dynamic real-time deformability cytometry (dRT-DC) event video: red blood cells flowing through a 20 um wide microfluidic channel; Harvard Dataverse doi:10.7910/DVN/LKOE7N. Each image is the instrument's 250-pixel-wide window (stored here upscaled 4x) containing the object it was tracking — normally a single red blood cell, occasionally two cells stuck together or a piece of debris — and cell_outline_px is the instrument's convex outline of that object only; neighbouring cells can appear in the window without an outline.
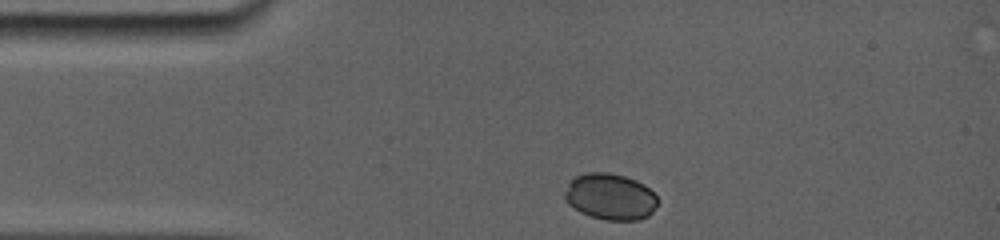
{"species": "common noctule bat (a hibernating species)", "species_latin": "Nyctalus noctula", "temperature_condition": "room temperature", "stored_images_in_passage": 48, "camera_frame_rate_fps": 5000, "um_per_image_px": 0.085, "animal": {"sex": "female", "body_mass_g": 19.0, "forearm_length_mm": 56.7}, "frame": {"image": 1, "passage_image": 1, "time_ms": 0.0, "image_size_px": [1000, 240], "cell_outline_px": [[660, 200], [652, 212], [648, 216], [640, 220], [604, 220], [580, 212], [568, 204], [564, 200], [564, 192], [568, 184], [576, 176], [584, 172], [608, 172], [624, 176], [636, 180], [644, 184]], "centroid_in_image_um": [51.87, 16.72], "position_along_channel_um": 33.1, "area_um2": 25.26}}
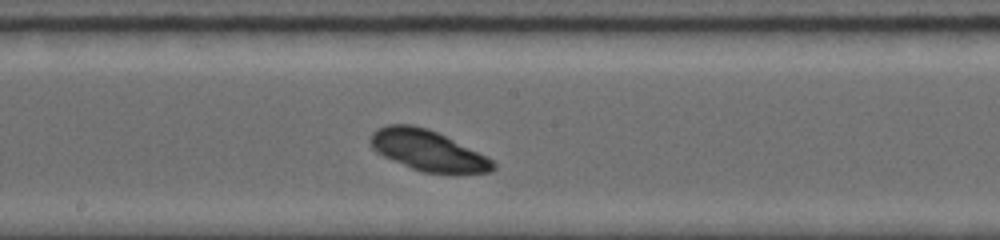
{"frame": {"image": 2, "passage_image": 21, "time_ms": 5.6, "image_size_px": [1000, 240], "cell_outline_px": [[496, 168], [492, 172], [420, 172], [384, 156], [376, 152], [372, 148], [372, 132], [388, 124], [412, 124], [428, 128], [492, 160], [496, 164]], "centroid_in_image_um": [36.33, 12.78], "position_along_channel_um": 211.9, "area_um2": 28.15}}
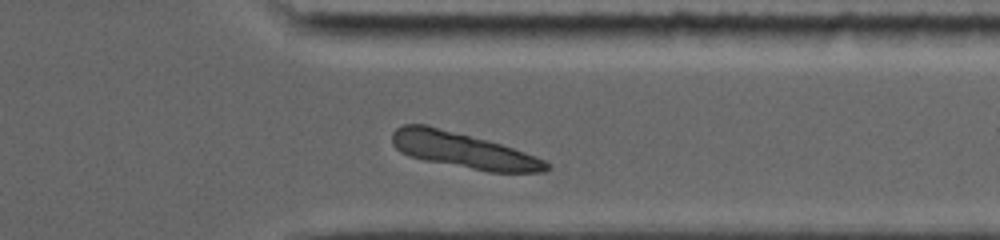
{"frame": {"image": 3, "passage_image": 41, "time_ms": 9.8, "image_size_px": [1000, 240], "cell_outline_px": [[552, 168], [544, 172], [488, 172], [424, 160], [408, 156], [400, 152], [392, 144], [392, 132], [396, 128], [404, 124], [428, 124], [488, 140], [536, 156], [552, 164]], "centroid_in_image_um": [39.36, 12.78], "position_along_channel_um": 372.0, "area_um2": 32.31}, "authors_computed_cell_mechanics": {"area_um2": 28.8711, "velocity_mm_per_s": 3.7914, "shape_relaxation_time_tau1_ms": null, "shape_relaxation_time_tau2_ms": 3.1649, "deformation_change_tau1": null, "deformation_change_tau2": 0.1017}}